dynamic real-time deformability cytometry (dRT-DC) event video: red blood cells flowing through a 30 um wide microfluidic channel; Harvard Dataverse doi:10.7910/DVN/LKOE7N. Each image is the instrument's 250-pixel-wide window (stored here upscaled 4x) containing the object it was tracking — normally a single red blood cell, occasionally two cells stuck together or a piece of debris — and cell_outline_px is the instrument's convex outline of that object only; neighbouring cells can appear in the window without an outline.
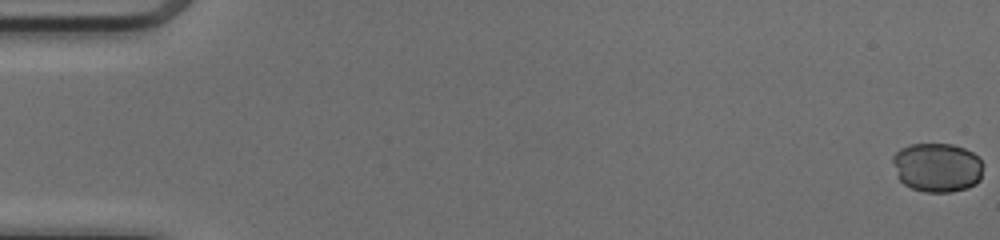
{"species": "common noctule bat (a hibernating species)", "species_latin": "Nyctalus noctula", "temperature_condition": "cold", "stored_images_in_passage": 51, "camera_frame_rate_fps": 3000, "um_per_image_px": 0.085, "animal": {"sex": "female", "body_mass_g": 17.0, "forearm_length_mm": 48.0}, "frame": {"image": 1, "passage_image": 1, "time_ms": 0.0, "image_size_px": [1000, 240], "cell_outline_px": [[984, 164], [980, 180], [976, 184], [968, 188], [952, 192], [924, 192], [912, 188], [904, 184], [900, 180], [892, 160], [892, 156], [900, 148], [912, 144], [952, 144], [964, 148], [972, 152]], "centroid_in_image_um": [79.68, 14.24], "position_along_channel_um": 5.3, "area_um2": 26.01}}
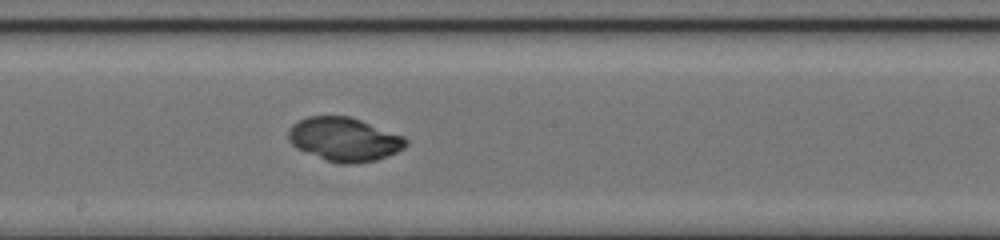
{"frame": {"image": 2, "passage_image": 29, "time_ms": 9.333, "image_size_px": [1000, 240], "cell_outline_px": [[408, 144], [404, 148], [388, 156], [376, 160], [356, 164], [340, 164], [328, 160], [296, 148], [288, 140], [288, 132], [292, 124], [308, 116], [348, 116], [360, 120], [404, 136], [408, 140]], "centroid_in_image_um": [29.28, 11.85], "position_along_channel_um": 218.9, "area_um2": 29.82}}
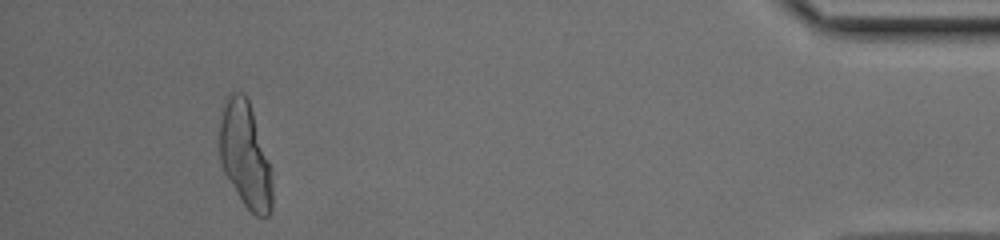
{"frame": {"image": 3, "passage_image": 48, "time_ms": 15.667, "image_size_px": [1000, 240], "cell_outline_px": [[272, 208], [268, 216], [256, 216], [244, 204], [224, 172], [220, 160], [220, 120], [224, 100], [228, 92], [244, 92], [248, 100], [272, 168]], "centroid_in_image_um": [20.85, 13.16], "position_along_channel_um": 414.4, "area_um2": 32.43}, "authors_computed_cell_mechanics": {"area_um2": 29.4202, "velocity_mm_per_s": 4.1321, "shape_relaxation_time_tau1_ms": null, "shape_relaxation_time_tau2_ms": 0.958, "deformation_change_tau1": null, "deformation_change_tau2": 0.0171}}